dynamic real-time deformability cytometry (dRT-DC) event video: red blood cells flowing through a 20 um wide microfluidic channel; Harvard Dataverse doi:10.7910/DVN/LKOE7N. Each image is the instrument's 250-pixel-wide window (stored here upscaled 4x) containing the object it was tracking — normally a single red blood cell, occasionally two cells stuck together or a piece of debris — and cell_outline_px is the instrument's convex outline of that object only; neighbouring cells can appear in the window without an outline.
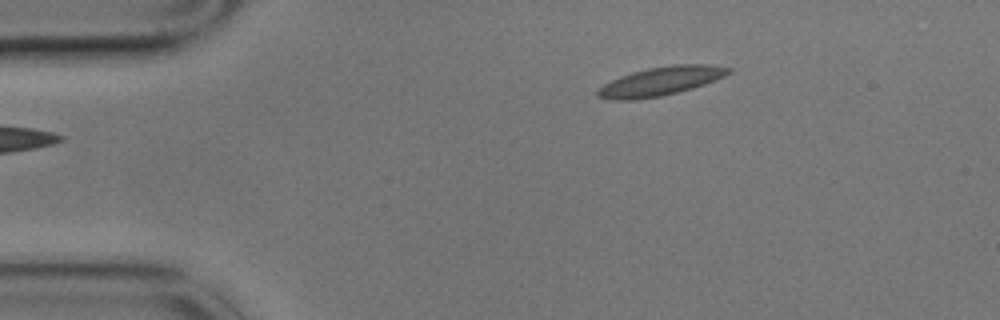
{"species": "common noctule bat (a hibernating species)", "species_latin": "Nyctalus noctula", "temperature_condition": "cold", "stored_images_in_passage": 50, "camera_frame_rate_fps": 3000, "um_per_image_px": 0.085, "animal": {"sex": "male", "body_mass_g": 17.9}, "frame": {"image": 1, "passage_image": 1, "time_ms": 0.0, "image_size_px": [1000, 320], "cell_outline_px": [[732, 72], [724, 76], [704, 84], [692, 88], [660, 96], [632, 100], [616, 100], [596, 96], [596, 92], [604, 84], [620, 76], [632, 72], [648, 68], [672, 64], [708, 64], [732, 68]], "centroid_in_image_um": [56.17, 6.89], "position_along_channel_um": 28.8, "area_um2": 21.73}}
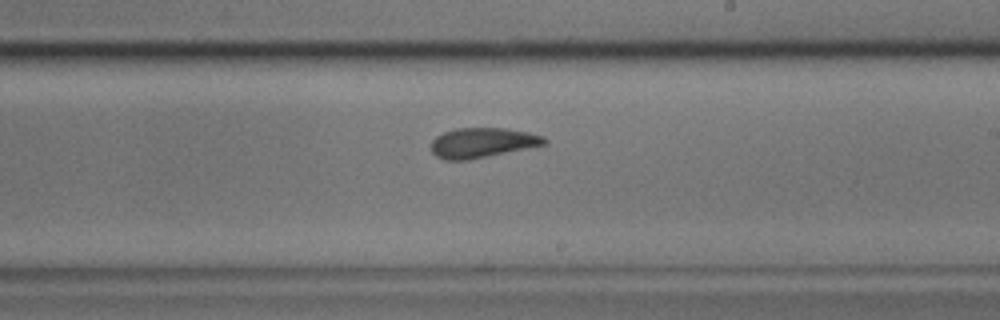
{"frame": {"image": 2, "passage_image": 25, "time_ms": 8.0, "image_size_px": [1000, 320], "cell_outline_px": [[548, 144], [468, 160], [444, 160], [436, 156], [432, 152], [432, 140], [436, 136], [444, 132], [456, 128], [504, 128], [528, 132], [544, 136], [548, 140]], "centroid_in_image_um": [41.02, 12.13], "position_along_channel_um": 248.0, "area_um2": 19.77}}
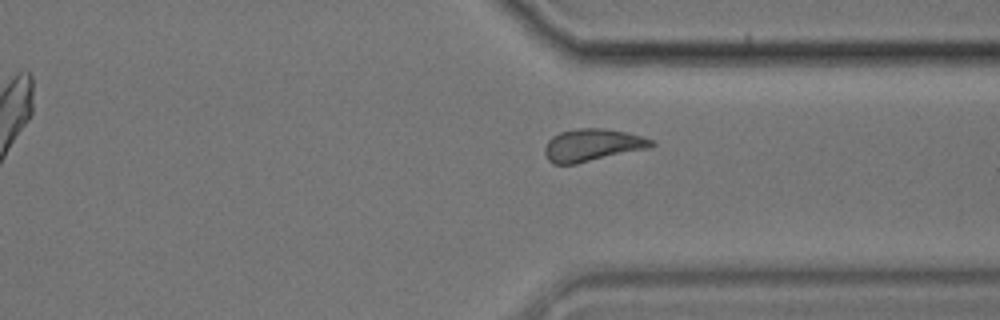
{"frame": {"image": 3, "passage_image": 35, "time_ms": 11.333, "image_size_px": [1000, 320], "cell_outline_px": [[656, 144], [652, 148], [576, 164], [552, 164], [548, 160], [544, 152], [544, 148], [548, 140], [552, 136], [560, 132], [580, 128], [600, 128], [624, 132], [640, 136], [652, 140]], "centroid_in_image_um": [50.35, 12.35], "position_along_channel_um": 361.1, "area_um2": 20.23}, "authors_computed_cell_mechanics": {"area_um2": 20.2011, "velocity_mm_per_s": 3.3906, "shape_relaxation_time_tau1_ms": null, "shape_relaxation_time_tau2_ms": 2.2339, "deformation_change_tau1": null, "deformation_change_tau2": 0.0843}}